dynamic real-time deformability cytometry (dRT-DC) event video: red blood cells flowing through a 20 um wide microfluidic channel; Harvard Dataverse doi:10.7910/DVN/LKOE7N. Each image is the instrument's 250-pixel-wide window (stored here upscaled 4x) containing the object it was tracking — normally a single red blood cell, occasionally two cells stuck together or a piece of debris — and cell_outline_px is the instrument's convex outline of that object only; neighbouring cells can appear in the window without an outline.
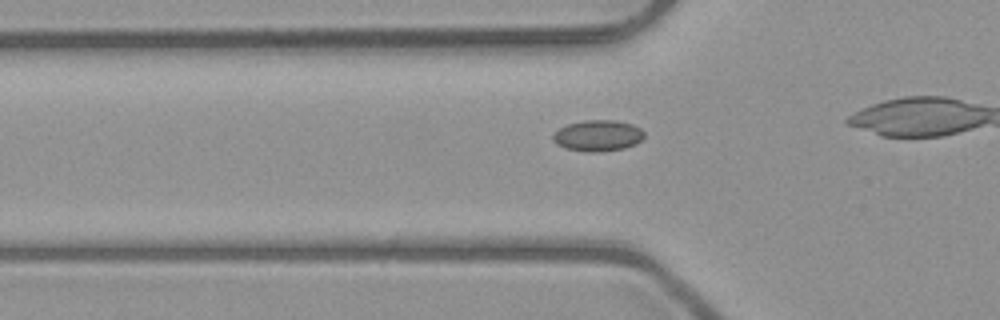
{"species": "common noctule bat (a hibernating species)", "species_latin": "Nyctalus noctula", "temperature_condition": "room temperature", "stored_images_in_passage": 35, "camera_frame_rate_fps": 3000, "um_per_image_px": 0.085, "animal": {"sex": "male", "body_mass_g": 23.1, "forearm_length_mm": 52.7}, "frame": {"image": 1, "passage_image": 12, "time_ms": 3.667, "image_size_px": [1000, 320], "cell_outline_px": [[644, 136], [636, 144], [624, 148], [600, 152], [588, 152], [564, 148], [556, 144], [552, 140], [552, 132], [568, 124], [584, 120], [616, 120], [632, 124], [640, 128], [644, 132]], "centroid_in_image_um": [50.79, 11.53], "position_along_channel_um": 75.0, "area_um2": 16.7}}
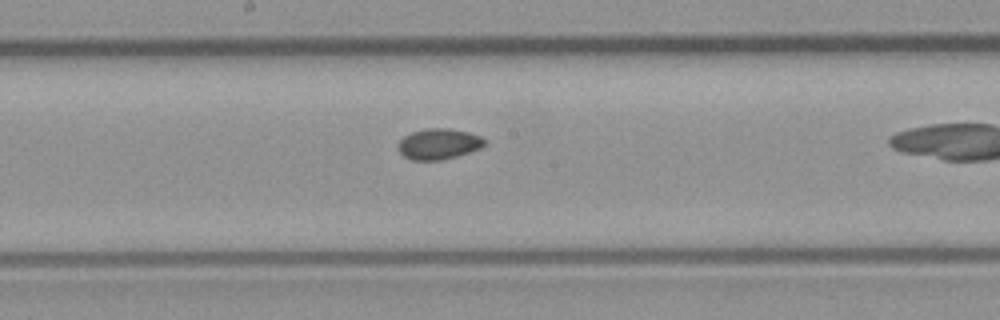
{"frame": {"image": 2, "passage_image": 22, "time_ms": 7.0, "image_size_px": [1000, 320], "cell_outline_px": [[484, 144], [480, 148], [456, 156], [440, 160], [412, 160], [404, 156], [396, 148], [396, 144], [404, 136], [412, 132], [428, 128], [448, 128], [468, 132], [480, 136], [484, 140]], "centroid_in_image_um": [37.23, 12.23], "position_along_channel_um": 211.0, "area_um2": 15.37}}
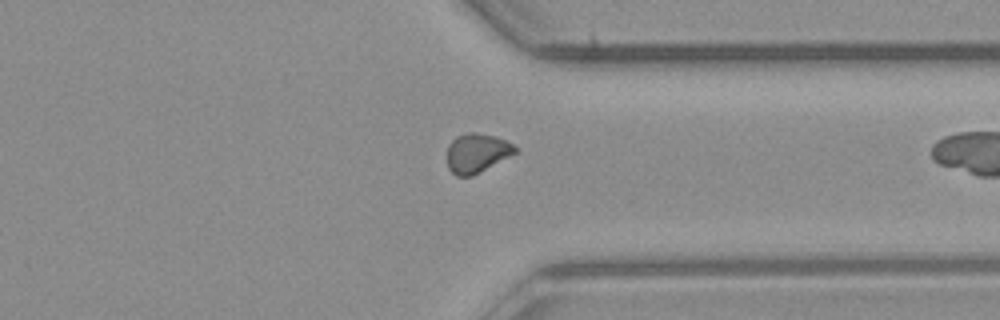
{"frame": {"image": 3, "passage_image": 34, "time_ms": 11.0, "image_size_px": [1000, 320], "cell_outline_px": [[520, 148], [516, 152], [472, 176], [456, 176], [448, 168], [448, 144], [456, 136], [468, 132], [472, 132], [496, 136]], "centroid_in_image_um": [40.52, 12.99], "position_along_channel_um": 370.9, "area_um2": 15.37}}